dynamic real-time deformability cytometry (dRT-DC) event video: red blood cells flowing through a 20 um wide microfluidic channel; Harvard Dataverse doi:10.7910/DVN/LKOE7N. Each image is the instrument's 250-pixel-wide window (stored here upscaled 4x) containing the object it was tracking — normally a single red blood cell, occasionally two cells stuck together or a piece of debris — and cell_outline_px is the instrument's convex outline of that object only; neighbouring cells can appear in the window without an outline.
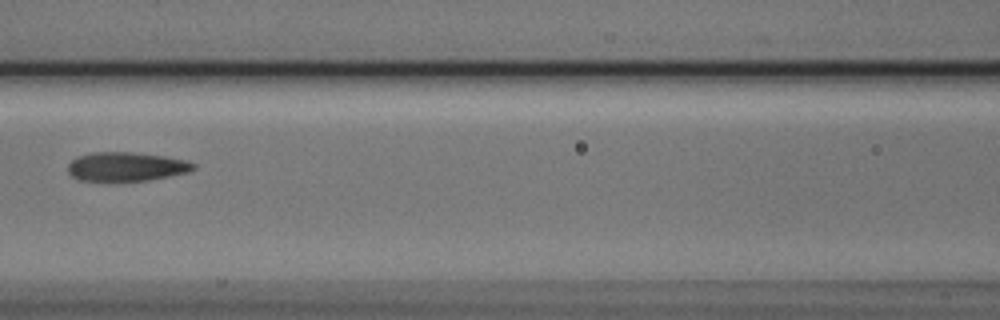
{"species": "Egyptian fruit bat (a non-hibernating species)", "species_latin": "Rousettus aegyptiacus", "temperature_condition": "cold", "stored_images_in_passage": 5, "camera_frame_rate_fps": 3000, "um_per_image_px": 0.085, "animal": {"sex": "male"}, "frame": {"image": 1, "passage_image": 5, "time_ms": 1.333, "image_size_px": [1000, 320], "cell_outline_px": [[196, 168], [188, 172], [168, 176], [144, 180], [80, 180], [72, 176], [68, 172], [68, 164], [72, 160], [80, 156], [92, 152], [132, 152], [164, 156], [188, 160], [196, 164]], "centroid_in_image_um": [10.76, 14.14], "position_along_channel_um": 155.8, "area_um2": 20.92}}